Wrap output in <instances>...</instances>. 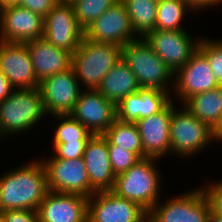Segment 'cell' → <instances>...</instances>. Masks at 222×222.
Listing matches in <instances>:
<instances>
[{"mask_svg":"<svg viewBox=\"0 0 222 222\" xmlns=\"http://www.w3.org/2000/svg\"><path fill=\"white\" fill-rule=\"evenodd\" d=\"M48 191L46 169L38 158L1 175L0 211H37Z\"/></svg>","mask_w":222,"mask_h":222,"instance_id":"1","label":"cell"},{"mask_svg":"<svg viewBox=\"0 0 222 222\" xmlns=\"http://www.w3.org/2000/svg\"><path fill=\"white\" fill-rule=\"evenodd\" d=\"M156 160L141 158L129 170L115 177L112 192L117 196L138 203L149 212L159 201L160 173Z\"/></svg>","mask_w":222,"mask_h":222,"instance_id":"2","label":"cell"},{"mask_svg":"<svg viewBox=\"0 0 222 222\" xmlns=\"http://www.w3.org/2000/svg\"><path fill=\"white\" fill-rule=\"evenodd\" d=\"M122 47L114 44L89 41L85 37L72 54V64L77 79L84 88L97 89L104 76L121 59Z\"/></svg>","mask_w":222,"mask_h":222,"instance_id":"3","label":"cell"},{"mask_svg":"<svg viewBox=\"0 0 222 222\" xmlns=\"http://www.w3.org/2000/svg\"><path fill=\"white\" fill-rule=\"evenodd\" d=\"M45 115L39 88L15 89L0 102V138L7 134L28 132Z\"/></svg>","mask_w":222,"mask_h":222,"instance_id":"4","label":"cell"},{"mask_svg":"<svg viewBox=\"0 0 222 222\" xmlns=\"http://www.w3.org/2000/svg\"><path fill=\"white\" fill-rule=\"evenodd\" d=\"M122 58L136 76L140 88L170 91L167 86L174 74L143 37L124 45Z\"/></svg>","mask_w":222,"mask_h":222,"instance_id":"5","label":"cell"},{"mask_svg":"<svg viewBox=\"0 0 222 222\" xmlns=\"http://www.w3.org/2000/svg\"><path fill=\"white\" fill-rule=\"evenodd\" d=\"M169 132L171 154L173 152L180 157L199 153L213 142L212 129L197 119L185 105L179 110L173 102Z\"/></svg>","mask_w":222,"mask_h":222,"instance_id":"6","label":"cell"},{"mask_svg":"<svg viewBox=\"0 0 222 222\" xmlns=\"http://www.w3.org/2000/svg\"><path fill=\"white\" fill-rule=\"evenodd\" d=\"M210 204L202 187L156 203L148 212V222H208Z\"/></svg>","mask_w":222,"mask_h":222,"instance_id":"7","label":"cell"},{"mask_svg":"<svg viewBox=\"0 0 222 222\" xmlns=\"http://www.w3.org/2000/svg\"><path fill=\"white\" fill-rule=\"evenodd\" d=\"M143 38L173 74L191 59L201 40L191 39L186 30L154 29Z\"/></svg>","mask_w":222,"mask_h":222,"instance_id":"8","label":"cell"},{"mask_svg":"<svg viewBox=\"0 0 222 222\" xmlns=\"http://www.w3.org/2000/svg\"><path fill=\"white\" fill-rule=\"evenodd\" d=\"M47 174L48 190L79 194L89 198L94 194L83 158L59 159L53 156L43 159Z\"/></svg>","mask_w":222,"mask_h":222,"instance_id":"9","label":"cell"},{"mask_svg":"<svg viewBox=\"0 0 222 222\" xmlns=\"http://www.w3.org/2000/svg\"><path fill=\"white\" fill-rule=\"evenodd\" d=\"M42 37L72 54L77 50L84 39V29L76 20L73 4L57 2L44 17Z\"/></svg>","mask_w":222,"mask_h":222,"instance_id":"10","label":"cell"},{"mask_svg":"<svg viewBox=\"0 0 222 222\" xmlns=\"http://www.w3.org/2000/svg\"><path fill=\"white\" fill-rule=\"evenodd\" d=\"M73 68L46 77L39 84L46 114H71L83 88Z\"/></svg>","mask_w":222,"mask_h":222,"instance_id":"11","label":"cell"},{"mask_svg":"<svg viewBox=\"0 0 222 222\" xmlns=\"http://www.w3.org/2000/svg\"><path fill=\"white\" fill-rule=\"evenodd\" d=\"M87 222H148V212L112 191L95 192L88 198Z\"/></svg>","mask_w":222,"mask_h":222,"instance_id":"12","label":"cell"},{"mask_svg":"<svg viewBox=\"0 0 222 222\" xmlns=\"http://www.w3.org/2000/svg\"><path fill=\"white\" fill-rule=\"evenodd\" d=\"M84 37L89 41L108 43L123 47L138 39L132 29L129 15L123 3L117 2L85 30Z\"/></svg>","mask_w":222,"mask_h":222,"instance_id":"13","label":"cell"},{"mask_svg":"<svg viewBox=\"0 0 222 222\" xmlns=\"http://www.w3.org/2000/svg\"><path fill=\"white\" fill-rule=\"evenodd\" d=\"M83 91L71 115L92 135H103L116 120V105L97 89Z\"/></svg>","mask_w":222,"mask_h":222,"instance_id":"14","label":"cell"},{"mask_svg":"<svg viewBox=\"0 0 222 222\" xmlns=\"http://www.w3.org/2000/svg\"><path fill=\"white\" fill-rule=\"evenodd\" d=\"M0 72L15 89L39 88L27 43L0 41Z\"/></svg>","mask_w":222,"mask_h":222,"instance_id":"15","label":"cell"},{"mask_svg":"<svg viewBox=\"0 0 222 222\" xmlns=\"http://www.w3.org/2000/svg\"><path fill=\"white\" fill-rule=\"evenodd\" d=\"M44 17L20 5L0 8V41L26 43L43 36Z\"/></svg>","mask_w":222,"mask_h":222,"instance_id":"16","label":"cell"},{"mask_svg":"<svg viewBox=\"0 0 222 222\" xmlns=\"http://www.w3.org/2000/svg\"><path fill=\"white\" fill-rule=\"evenodd\" d=\"M174 77L173 90L178 93L177 96L181 98L182 104L197 93L218 87L207 58L199 50L174 74Z\"/></svg>","mask_w":222,"mask_h":222,"instance_id":"17","label":"cell"},{"mask_svg":"<svg viewBox=\"0 0 222 222\" xmlns=\"http://www.w3.org/2000/svg\"><path fill=\"white\" fill-rule=\"evenodd\" d=\"M37 212L40 222H87L88 198L49 190Z\"/></svg>","mask_w":222,"mask_h":222,"instance_id":"18","label":"cell"},{"mask_svg":"<svg viewBox=\"0 0 222 222\" xmlns=\"http://www.w3.org/2000/svg\"><path fill=\"white\" fill-rule=\"evenodd\" d=\"M170 92L154 88H140L116 105V119L124 123H136L162 111L171 101Z\"/></svg>","mask_w":222,"mask_h":222,"instance_id":"19","label":"cell"},{"mask_svg":"<svg viewBox=\"0 0 222 222\" xmlns=\"http://www.w3.org/2000/svg\"><path fill=\"white\" fill-rule=\"evenodd\" d=\"M82 158L92 191H112L116 176L112 171L107 139L103 135H93L86 143Z\"/></svg>","mask_w":222,"mask_h":222,"instance_id":"20","label":"cell"},{"mask_svg":"<svg viewBox=\"0 0 222 222\" xmlns=\"http://www.w3.org/2000/svg\"><path fill=\"white\" fill-rule=\"evenodd\" d=\"M172 114V101L160 112L139 119L135 124L138 128L144 158L158 159L167 155L170 150L169 126Z\"/></svg>","mask_w":222,"mask_h":222,"instance_id":"21","label":"cell"},{"mask_svg":"<svg viewBox=\"0 0 222 222\" xmlns=\"http://www.w3.org/2000/svg\"><path fill=\"white\" fill-rule=\"evenodd\" d=\"M35 76L39 82L46 77L71 68L72 53L57 48L44 37L27 41Z\"/></svg>","mask_w":222,"mask_h":222,"instance_id":"22","label":"cell"},{"mask_svg":"<svg viewBox=\"0 0 222 222\" xmlns=\"http://www.w3.org/2000/svg\"><path fill=\"white\" fill-rule=\"evenodd\" d=\"M140 89L136 76L127 63L121 59L104 76L97 90L107 99L117 105L126 96Z\"/></svg>","mask_w":222,"mask_h":222,"instance_id":"23","label":"cell"},{"mask_svg":"<svg viewBox=\"0 0 222 222\" xmlns=\"http://www.w3.org/2000/svg\"><path fill=\"white\" fill-rule=\"evenodd\" d=\"M183 105L197 119L213 129L222 114V87L197 93L188 98Z\"/></svg>","mask_w":222,"mask_h":222,"instance_id":"24","label":"cell"},{"mask_svg":"<svg viewBox=\"0 0 222 222\" xmlns=\"http://www.w3.org/2000/svg\"><path fill=\"white\" fill-rule=\"evenodd\" d=\"M137 37H144L155 29L157 0H125L123 2Z\"/></svg>","mask_w":222,"mask_h":222,"instance_id":"25","label":"cell"},{"mask_svg":"<svg viewBox=\"0 0 222 222\" xmlns=\"http://www.w3.org/2000/svg\"><path fill=\"white\" fill-rule=\"evenodd\" d=\"M103 136L116 148H123L144 158L141 137L135 123H124L115 120Z\"/></svg>","mask_w":222,"mask_h":222,"instance_id":"26","label":"cell"},{"mask_svg":"<svg viewBox=\"0 0 222 222\" xmlns=\"http://www.w3.org/2000/svg\"><path fill=\"white\" fill-rule=\"evenodd\" d=\"M51 116L57 120H61L55 128L53 143H87L93 136L90 131L71 114Z\"/></svg>","mask_w":222,"mask_h":222,"instance_id":"27","label":"cell"},{"mask_svg":"<svg viewBox=\"0 0 222 222\" xmlns=\"http://www.w3.org/2000/svg\"><path fill=\"white\" fill-rule=\"evenodd\" d=\"M185 1H161L157 5L156 30H185L181 22L187 13Z\"/></svg>","mask_w":222,"mask_h":222,"instance_id":"28","label":"cell"},{"mask_svg":"<svg viewBox=\"0 0 222 222\" xmlns=\"http://www.w3.org/2000/svg\"><path fill=\"white\" fill-rule=\"evenodd\" d=\"M115 3V0H76L73 3L76 20L85 30Z\"/></svg>","mask_w":222,"mask_h":222,"instance_id":"29","label":"cell"},{"mask_svg":"<svg viewBox=\"0 0 222 222\" xmlns=\"http://www.w3.org/2000/svg\"><path fill=\"white\" fill-rule=\"evenodd\" d=\"M198 50L207 58L218 86L222 87V39L201 38Z\"/></svg>","mask_w":222,"mask_h":222,"instance_id":"30","label":"cell"},{"mask_svg":"<svg viewBox=\"0 0 222 222\" xmlns=\"http://www.w3.org/2000/svg\"><path fill=\"white\" fill-rule=\"evenodd\" d=\"M109 158L112 165V171L115 176L129 170L140 158L133 152L123 148H116L107 140Z\"/></svg>","mask_w":222,"mask_h":222,"instance_id":"31","label":"cell"},{"mask_svg":"<svg viewBox=\"0 0 222 222\" xmlns=\"http://www.w3.org/2000/svg\"><path fill=\"white\" fill-rule=\"evenodd\" d=\"M53 157L59 159H76L83 157L86 143H53Z\"/></svg>","mask_w":222,"mask_h":222,"instance_id":"32","label":"cell"},{"mask_svg":"<svg viewBox=\"0 0 222 222\" xmlns=\"http://www.w3.org/2000/svg\"><path fill=\"white\" fill-rule=\"evenodd\" d=\"M202 187L209 201L211 213L222 216V180L215 182V184L214 182L213 184L210 183L209 187Z\"/></svg>","mask_w":222,"mask_h":222,"instance_id":"33","label":"cell"},{"mask_svg":"<svg viewBox=\"0 0 222 222\" xmlns=\"http://www.w3.org/2000/svg\"><path fill=\"white\" fill-rule=\"evenodd\" d=\"M5 222H40L39 214L34 210L3 211Z\"/></svg>","mask_w":222,"mask_h":222,"instance_id":"34","label":"cell"},{"mask_svg":"<svg viewBox=\"0 0 222 222\" xmlns=\"http://www.w3.org/2000/svg\"><path fill=\"white\" fill-rule=\"evenodd\" d=\"M57 2L59 0H21L19 5L45 17Z\"/></svg>","mask_w":222,"mask_h":222,"instance_id":"35","label":"cell"},{"mask_svg":"<svg viewBox=\"0 0 222 222\" xmlns=\"http://www.w3.org/2000/svg\"><path fill=\"white\" fill-rule=\"evenodd\" d=\"M190 11L198 9H206L208 7L217 6L222 3V0H185ZM191 8V9H190Z\"/></svg>","mask_w":222,"mask_h":222,"instance_id":"36","label":"cell"},{"mask_svg":"<svg viewBox=\"0 0 222 222\" xmlns=\"http://www.w3.org/2000/svg\"><path fill=\"white\" fill-rule=\"evenodd\" d=\"M15 90L8 78L0 72V102L5 100Z\"/></svg>","mask_w":222,"mask_h":222,"instance_id":"37","label":"cell"},{"mask_svg":"<svg viewBox=\"0 0 222 222\" xmlns=\"http://www.w3.org/2000/svg\"><path fill=\"white\" fill-rule=\"evenodd\" d=\"M212 136H213V142L215 140L219 142L222 141V114L218 123L212 129Z\"/></svg>","mask_w":222,"mask_h":222,"instance_id":"38","label":"cell"},{"mask_svg":"<svg viewBox=\"0 0 222 222\" xmlns=\"http://www.w3.org/2000/svg\"><path fill=\"white\" fill-rule=\"evenodd\" d=\"M21 0H0V8L12 6V5H19Z\"/></svg>","mask_w":222,"mask_h":222,"instance_id":"39","label":"cell"},{"mask_svg":"<svg viewBox=\"0 0 222 222\" xmlns=\"http://www.w3.org/2000/svg\"><path fill=\"white\" fill-rule=\"evenodd\" d=\"M208 222H222V216L214 213H210Z\"/></svg>","mask_w":222,"mask_h":222,"instance_id":"40","label":"cell"},{"mask_svg":"<svg viewBox=\"0 0 222 222\" xmlns=\"http://www.w3.org/2000/svg\"><path fill=\"white\" fill-rule=\"evenodd\" d=\"M59 1L63 3L73 4L76 0H59Z\"/></svg>","mask_w":222,"mask_h":222,"instance_id":"41","label":"cell"},{"mask_svg":"<svg viewBox=\"0 0 222 222\" xmlns=\"http://www.w3.org/2000/svg\"><path fill=\"white\" fill-rule=\"evenodd\" d=\"M0 222H5L3 211H0Z\"/></svg>","mask_w":222,"mask_h":222,"instance_id":"42","label":"cell"},{"mask_svg":"<svg viewBox=\"0 0 222 222\" xmlns=\"http://www.w3.org/2000/svg\"><path fill=\"white\" fill-rule=\"evenodd\" d=\"M158 2H161V1H185V0H157Z\"/></svg>","mask_w":222,"mask_h":222,"instance_id":"43","label":"cell"},{"mask_svg":"<svg viewBox=\"0 0 222 222\" xmlns=\"http://www.w3.org/2000/svg\"><path fill=\"white\" fill-rule=\"evenodd\" d=\"M116 2L123 3L125 0H115Z\"/></svg>","mask_w":222,"mask_h":222,"instance_id":"44","label":"cell"}]
</instances>
